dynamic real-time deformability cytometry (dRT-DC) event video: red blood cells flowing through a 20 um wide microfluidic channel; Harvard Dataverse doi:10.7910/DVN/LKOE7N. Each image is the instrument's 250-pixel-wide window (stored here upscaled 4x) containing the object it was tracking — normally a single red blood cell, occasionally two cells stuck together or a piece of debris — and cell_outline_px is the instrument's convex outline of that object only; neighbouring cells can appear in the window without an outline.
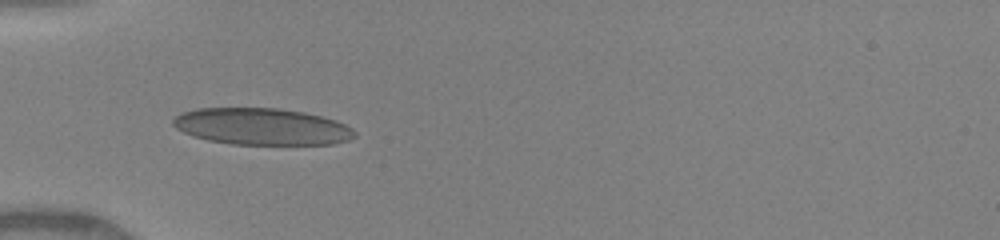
{"species": "human", "species_latin": "Homo sapiens", "temperature_condition": "warm", "stored_images_in_passage": 33, "camera_frame_rate_fps": 3000, "um_per_image_px": 0.085, "donor": {"sex": "female"}, "frame": {"image": 1, "passage_image": 1, "time_ms": 0.0, "image_size_px": [1000, 240], "cell_outline_px": [[356, 136], [348, 140], [332, 144], [232, 144], [208, 140], [192, 136], [176, 128], [172, 124], [172, 120], [176, 116], [184, 112], [196, 108], [276, 108], [304, 112], [336, 120], [352, 128], [356, 132]], "centroid_in_image_um": [22.25, 10.75], "position_along_channel_um": 62.8, "area_um2": 38.78}}